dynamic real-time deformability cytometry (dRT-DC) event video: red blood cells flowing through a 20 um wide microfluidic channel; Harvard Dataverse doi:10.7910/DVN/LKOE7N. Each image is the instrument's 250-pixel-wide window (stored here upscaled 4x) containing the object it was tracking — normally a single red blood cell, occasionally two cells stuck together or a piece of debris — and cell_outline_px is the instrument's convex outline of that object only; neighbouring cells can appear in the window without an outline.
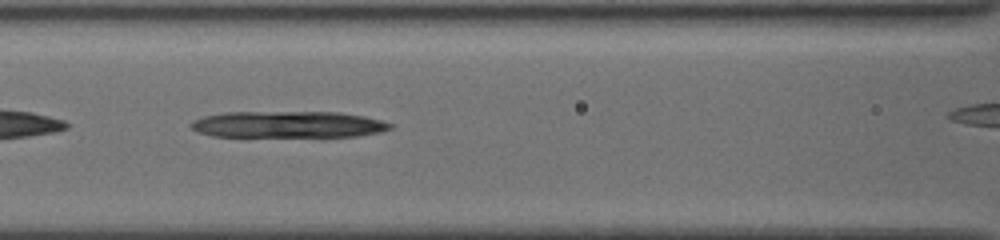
{"species": "common noctule bat (a hibernating species)", "species_latin": "Nyctalus noctula", "temperature_condition": "cold", "stored_images_in_passage": 38, "camera_frame_rate_fps": 3000, "um_per_image_px": 0.085, "animal": {"sex": "female", "body_mass_g": 19.5, "forearm_length_mm": 54.1}, "frame": {"image": 1, "passage_image": 7, "time_ms": 2.0, "image_size_px": [1000, 240], "cell_outline_px": [[392, 128], [380, 132], [356, 136], [212, 136], [196, 132], [188, 124], [192, 120], [204, 116], [224, 112], [340, 112], [364, 116], [380, 120], [392, 124]], "centroid_in_image_um": [24.44, 10.57], "position_along_channel_um": 142.2, "area_um2": 30.81}}
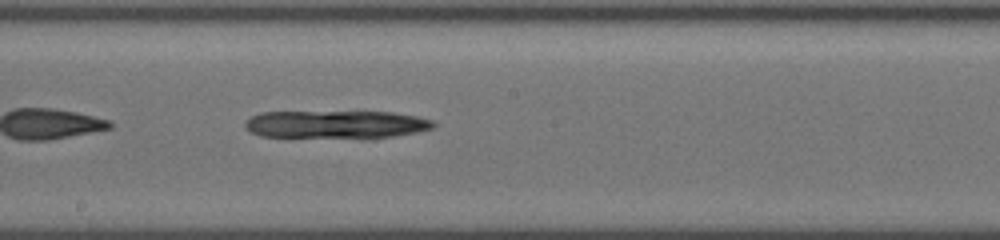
{"frame": {"image": 2, "passage_image": 13, "time_ms": 4.0, "image_size_px": [1000, 240], "cell_outline_px": [[436, 124], [432, 128], [416, 132], [392, 136], [260, 136], [244, 128], [244, 124], [252, 116], [260, 112], [392, 112], [416, 116], [432, 120]], "centroid_in_image_um": [28.54, 10.54], "position_along_channel_um": 219.7, "area_um2": 29.59}}
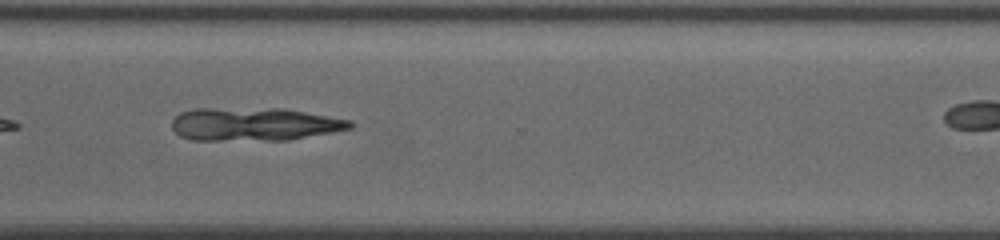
{"frame": {"image": 3, "passage_image": 25, "time_ms": 7.333, "image_size_px": [1000, 240], "cell_outline_px": [[352, 128], [288, 140], [192, 140], [180, 136], [172, 128], [172, 120], [180, 112], [192, 108], [284, 108], [352, 120]], "centroid_in_image_um": [21.58, 10.55], "position_along_channel_um": 349.0, "area_um2": 34.62}}